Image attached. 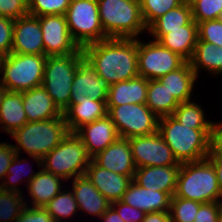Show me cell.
<instances>
[{
  "label": "cell",
  "instance_id": "35",
  "mask_svg": "<svg viewBox=\"0 0 222 222\" xmlns=\"http://www.w3.org/2000/svg\"><path fill=\"white\" fill-rule=\"evenodd\" d=\"M24 199L23 193L0 189V222H14L27 204Z\"/></svg>",
  "mask_w": 222,
  "mask_h": 222
},
{
  "label": "cell",
  "instance_id": "55",
  "mask_svg": "<svg viewBox=\"0 0 222 222\" xmlns=\"http://www.w3.org/2000/svg\"><path fill=\"white\" fill-rule=\"evenodd\" d=\"M217 19L222 23V11H221V13L219 14V16H218Z\"/></svg>",
  "mask_w": 222,
  "mask_h": 222
},
{
  "label": "cell",
  "instance_id": "46",
  "mask_svg": "<svg viewBox=\"0 0 222 222\" xmlns=\"http://www.w3.org/2000/svg\"><path fill=\"white\" fill-rule=\"evenodd\" d=\"M16 155L13 149L12 143L8 144L6 142H0V184L4 180L7 174V169L10 166L14 156Z\"/></svg>",
  "mask_w": 222,
  "mask_h": 222
},
{
  "label": "cell",
  "instance_id": "33",
  "mask_svg": "<svg viewBox=\"0 0 222 222\" xmlns=\"http://www.w3.org/2000/svg\"><path fill=\"white\" fill-rule=\"evenodd\" d=\"M44 208L53 217L55 222H65L76 216L79 211L78 203L75 200L73 191L63 189ZM67 219V220H66Z\"/></svg>",
  "mask_w": 222,
  "mask_h": 222
},
{
  "label": "cell",
  "instance_id": "27",
  "mask_svg": "<svg viewBox=\"0 0 222 222\" xmlns=\"http://www.w3.org/2000/svg\"><path fill=\"white\" fill-rule=\"evenodd\" d=\"M197 79L190 62H186L179 69L167 73L158 80L165 85L178 103H183L193 100L191 97Z\"/></svg>",
  "mask_w": 222,
  "mask_h": 222
},
{
  "label": "cell",
  "instance_id": "7",
  "mask_svg": "<svg viewBox=\"0 0 222 222\" xmlns=\"http://www.w3.org/2000/svg\"><path fill=\"white\" fill-rule=\"evenodd\" d=\"M83 57L82 48L77 53L47 56L42 86L62 113L69 107L72 82Z\"/></svg>",
  "mask_w": 222,
  "mask_h": 222
},
{
  "label": "cell",
  "instance_id": "16",
  "mask_svg": "<svg viewBox=\"0 0 222 222\" xmlns=\"http://www.w3.org/2000/svg\"><path fill=\"white\" fill-rule=\"evenodd\" d=\"M92 160L106 170L129 177H134L137 169L129 140L122 137H118L112 144L94 156Z\"/></svg>",
  "mask_w": 222,
  "mask_h": 222
},
{
  "label": "cell",
  "instance_id": "43",
  "mask_svg": "<svg viewBox=\"0 0 222 222\" xmlns=\"http://www.w3.org/2000/svg\"><path fill=\"white\" fill-rule=\"evenodd\" d=\"M14 21L11 18L0 17V52L8 55L12 53Z\"/></svg>",
  "mask_w": 222,
  "mask_h": 222
},
{
  "label": "cell",
  "instance_id": "34",
  "mask_svg": "<svg viewBox=\"0 0 222 222\" xmlns=\"http://www.w3.org/2000/svg\"><path fill=\"white\" fill-rule=\"evenodd\" d=\"M26 162H28V160H26L25 158H20V155L16 153V155L14 156V159L12 160L10 166L7 169V174L5 175L4 180L1 182L2 184H0V189L4 190V191H11V192H16V193H22L19 189V187L17 185H19L21 182H26V185L33 179V177L38 173L35 171H32L34 169H30V171L27 170V172L29 173L28 175H24L25 172L24 170H26L25 165L27 166V164H25ZM29 166V165H28ZM25 168V169H24ZM23 174V175H22ZM22 176H28L26 178V180H22L24 178H22Z\"/></svg>",
  "mask_w": 222,
  "mask_h": 222
},
{
  "label": "cell",
  "instance_id": "32",
  "mask_svg": "<svg viewBox=\"0 0 222 222\" xmlns=\"http://www.w3.org/2000/svg\"><path fill=\"white\" fill-rule=\"evenodd\" d=\"M205 110L192 100L179 103L173 117L182 125L192 126V129H213V121L207 120Z\"/></svg>",
  "mask_w": 222,
  "mask_h": 222
},
{
  "label": "cell",
  "instance_id": "31",
  "mask_svg": "<svg viewBox=\"0 0 222 222\" xmlns=\"http://www.w3.org/2000/svg\"><path fill=\"white\" fill-rule=\"evenodd\" d=\"M145 104L159 118L173 115L174 110L179 106L177 100L159 80H148Z\"/></svg>",
  "mask_w": 222,
  "mask_h": 222
},
{
  "label": "cell",
  "instance_id": "8",
  "mask_svg": "<svg viewBox=\"0 0 222 222\" xmlns=\"http://www.w3.org/2000/svg\"><path fill=\"white\" fill-rule=\"evenodd\" d=\"M46 55L11 53L2 68L0 81L8 91L22 92L42 85Z\"/></svg>",
  "mask_w": 222,
  "mask_h": 222
},
{
  "label": "cell",
  "instance_id": "10",
  "mask_svg": "<svg viewBox=\"0 0 222 222\" xmlns=\"http://www.w3.org/2000/svg\"><path fill=\"white\" fill-rule=\"evenodd\" d=\"M107 115L122 138L146 136L158 131L159 117L146 104L107 106Z\"/></svg>",
  "mask_w": 222,
  "mask_h": 222
},
{
  "label": "cell",
  "instance_id": "29",
  "mask_svg": "<svg viewBox=\"0 0 222 222\" xmlns=\"http://www.w3.org/2000/svg\"><path fill=\"white\" fill-rule=\"evenodd\" d=\"M193 20L192 7L181 3L179 6L169 10L157 18L149 27L148 34L154 41H158L167 30L182 29V26Z\"/></svg>",
  "mask_w": 222,
  "mask_h": 222
},
{
  "label": "cell",
  "instance_id": "28",
  "mask_svg": "<svg viewBox=\"0 0 222 222\" xmlns=\"http://www.w3.org/2000/svg\"><path fill=\"white\" fill-rule=\"evenodd\" d=\"M23 108L22 92L7 90L0 105V130L11 135L24 126L28 119Z\"/></svg>",
  "mask_w": 222,
  "mask_h": 222
},
{
  "label": "cell",
  "instance_id": "1",
  "mask_svg": "<svg viewBox=\"0 0 222 222\" xmlns=\"http://www.w3.org/2000/svg\"><path fill=\"white\" fill-rule=\"evenodd\" d=\"M84 57L110 85L139 76L138 39L108 38L82 48Z\"/></svg>",
  "mask_w": 222,
  "mask_h": 222
},
{
  "label": "cell",
  "instance_id": "26",
  "mask_svg": "<svg viewBox=\"0 0 222 222\" xmlns=\"http://www.w3.org/2000/svg\"><path fill=\"white\" fill-rule=\"evenodd\" d=\"M61 177L52 173L38 169V173L27 184L28 194L32 205L31 207H44L49 203L61 190L64 185ZM63 183V184H62Z\"/></svg>",
  "mask_w": 222,
  "mask_h": 222
},
{
  "label": "cell",
  "instance_id": "39",
  "mask_svg": "<svg viewBox=\"0 0 222 222\" xmlns=\"http://www.w3.org/2000/svg\"><path fill=\"white\" fill-rule=\"evenodd\" d=\"M193 20L198 24L217 19L222 11V0H198L192 6Z\"/></svg>",
  "mask_w": 222,
  "mask_h": 222
},
{
  "label": "cell",
  "instance_id": "21",
  "mask_svg": "<svg viewBox=\"0 0 222 222\" xmlns=\"http://www.w3.org/2000/svg\"><path fill=\"white\" fill-rule=\"evenodd\" d=\"M107 115V101H94L83 96L63 112L69 132L75 133L80 127Z\"/></svg>",
  "mask_w": 222,
  "mask_h": 222
},
{
  "label": "cell",
  "instance_id": "23",
  "mask_svg": "<svg viewBox=\"0 0 222 222\" xmlns=\"http://www.w3.org/2000/svg\"><path fill=\"white\" fill-rule=\"evenodd\" d=\"M22 98L28 122L45 121L63 115L42 85L22 91Z\"/></svg>",
  "mask_w": 222,
  "mask_h": 222
},
{
  "label": "cell",
  "instance_id": "36",
  "mask_svg": "<svg viewBox=\"0 0 222 222\" xmlns=\"http://www.w3.org/2000/svg\"><path fill=\"white\" fill-rule=\"evenodd\" d=\"M202 204L195 200H188L173 195L169 209L171 222H194L199 207Z\"/></svg>",
  "mask_w": 222,
  "mask_h": 222
},
{
  "label": "cell",
  "instance_id": "20",
  "mask_svg": "<svg viewBox=\"0 0 222 222\" xmlns=\"http://www.w3.org/2000/svg\"><path fill=\"white\" fill-rule=\"evenodd\" d=\"M171 198L167 192L146 189L132 180L121 201L145 213L169 212Z\"/></svg>",
  "mask_w": 222,
  "mask_h": 222
},
{
  "label": "cell",
  "instance_id": "41",
  "mask_svg": "<svg viewBox=\"0 0 222 222\" xmlns=\"http://www.w3.org/2000/svg\"><path fill=\"white\" fill-rule=\"evenodd\" d=\"M27 14L28 0H0V17L16 20Z\"/></svg>",
  "mask_w": 222,
  "mask_h": 222
},
{
  "label": "cell",
  "instance_id": "2",
  "mask_svg": "<svg viewBox=\"0 0 222 222\" xmlns=\"http://www.w3.org/2000/svg\"><path fill=\"white\" fill-rule=\"evenodd\" d=\"M212 130L192 129L172 115L161 117L158 121V132L180 164L200 161L210 155Z\"/></svg>",
  "mask_w": 222,
  "mask_h": 222
},
{
  "label": "cell",
  "instance_id": "51",
  "mask_svg": "<svg viewBox=\"0 0 222 222\" xmlns=\"http://www.w3.org/2000/svg\"><path fill=\"white\" fill-rule=\"evenodd\" d=\"M7 56H8V54L0 52V75L2 73V68L6 62Z\"/></svg>",
  "mask_w": 222,
  "mask_h": 222
},
{
  "label": "cell",
  "instance_id": "18",
  "mask_svg": "<svg viewBox=\"0 0 222 222\" xmlns=\"http://www.w3.org/2000/svg\"><path fill=\"white\" fill-rule=\"evenodd\" d=\"M85 175L111 203L122 200L124 193L133 180V177L106 170L98 166L93 160L90 161Z\"/></svg>",
  "mask_w": 222,
  "mask_h": 222
},
{
  "label": "cell",
  "instance_id": "40",
  "mask_svg": "<svg viewBox=\"0 0 222 222\" xmlns=\"http://www.w3.org/2000/svg\"><path fill=\"white\" fill-rule=\"evenodd\" d=\"M222 47V23L218 19L198 23V40Z\"/></svg>",
  "mask_w": 222,
  "mask_h": 222
},
{
  "label": "cell",
  "instance_id": "42",
  "mask_svg": "<svg viewBox=\"0 0 222 222\" xmlns=\"http://www.w3.org/2000/svg\"><path fill=\"white\" fill-rule=\"evenodd\" d=\"M26 204L20 216L14 222H55L44 207H31Z\"/></svg>",
  "mask_w": 222,
  "mask_h": 222
},
{
  "label": "cell",
  "instance_id": "45",
  "mask_svg": "<svg viewBox=\"0 0 222 222\" xmlns=\"http://www.w3.org/2000/svg\"><path fill=\"white\" fill-rule=\"evenodd\" d=\"M222 201L203 203L197 212L194 222H218Z\"/></svg>",
  "mask_w": 222,
  "mask_h": 222
},
{
  "label": "cell",
  "instance_id": "50",
  "mask_svg": "<svg viewBox=\"0 0 222 222\" xmlns=\"http://www.w3.org/2000/svg\"><path fill=\"white\" fill-rule=\"evenodd\" d=\"M100 218L103 220L102 222H124L111 206Z\"/></svg>",
  "mask_w": 222,
  "mask_h": 222
},
{
  "label": "cell",
  "instance_id": "12",
  "mask_svg": "<svg viewBox=\"0 0 222 222\" xmlns=\"http://www.w3.org/2000/svg\"><path fill=\"white\" fill-rule=\"evenodd\" d=\"M128 140L136 168L181 165L158 131L151 135L136 136Z\"/></svg>",
  "mask_w": 222,
  "mask_h": 222
},
{
  "label": "cell",
  "instance_id": "5",
  "mask_svg": "<svg viewBox=\"0 0 222 222\" xmlns=\"http://www.w3.org/2000/svg\"><path fill=\"white\" fill-rule=\"evenodd\" d=\"M174 195L201 203L222 201L213 163L208 158L182 163Z\"/></svg>",
  "mask_w": 222,
  "mask_h": 222
},
{
  "label": "cell",
  "instance_id": "38",
  "mask_svg": "<svg viewBox=\"0 0 222 222\" xmlns=\"http://www.w3.org/2000/svg\"><path fill=\"white\" fill-rule=\"evenodd\" d=\"M72 0H28L29 14L34 16L65 15Z\"/></svg>",
  "mask_w": 222,
  "mask_h": 222
},
{
  "label": "cell",
  "instance_id": "24",
  "mask_svg": "<svg viewBox=\"0 0 222 222\" xmlns=\"http://www.w3.org/2000/svg\"><path fill=\"white\" fill-rule=\"evenodd\" d=\"M148 80L142 76L110 85L107 106L123 104H145L147 100Z\"/></svg>",
  "mask_w": 222,
  "mask_h": 222
},
{
  "label": "cell",
  "instance_id": "15",
  "mask_svg": "<svg viewBox=\"0 0 222 222\" xmlns=\"http://www.w3.org/2000/svg\"><path fill=\"white\" fill-rule=\"evenodd\" d=\"M12 53L44 55V42L38 16L27 14L14 21Z\"/></svg>",
  "mask_w": 222,
  "mask_h": 222
},
{
  "label": "cell",
  "instance_id": "17",
  "mask_svg": "<svg viewBox=\"0 0 222 222\" xmlns=\"http://www.w3.org/2000/svg\"><path fill=\"white\" fill-rule=\"evenodd\" d=\"M75 134L82 140L91 158L119 137L115 124L108 115L80 127Z\"/></svg>",
  "mask_w": 222,
  "mask_h": 222
},
{
  "label": "cell",
  "instance_id": "49",
  "mask_svg": "<svg viewBox=\"0 0 222 222\" xmlns=\"http://www.w3.org/2000/svg\"><path fill=\"white\" fill-rule=\"evenodd\" d=\"M141 222H171V219L169 212H150Z\"/></svg>",
  "mask_w": 222,
  "mask_h": 222
},
{
  "label": "cell",
  "instance_id": "48",
  "mask_svg": "<svg viewBox=\"0 0 222 222\" xmlns=\"http://www.w3.org/2000/svg\"><path fill=\"white\" fill-rule=\"evenodd\" d=\"M214 165V169L217 175L218 185L220 188V191L222 193V156L221 155H215L212 152L207 157Z\"/></svg>",
  "mask_w": 222,
  "mask_h": 222
},
{
  "label": "cell",
  "instance_id": "6",
  "mask_svg": "<svg viewBox=\"0 0 222 222\" xmlns=\"http://www.w3.org/2000/svg\"><path fill=\"white\" fill-rule=\"evenodd\" d=\"M42 169L61 177L64 182L83 176L92 158L82 140L72 132L42 159Z\"/></svg>",
  "mask_w": 222,
  "mask_h": 222
},
{
  "label": "cell",
  "instance_id": "25",
  "mask_svg": "<svg viewBox=\"0 0 222 222\" xmlns=\"http://www.w3.org/2000/svg\"><path fill=\"white\" fill-rule=\"evenodd\" d=\"M198 40V24L192 20L182 29L167 30L157 42L189 62L194 54Z\"/></svg>",
  "mask_w": 222,
  "mask_h": 222
},
{
  "label": "cell",
  "instance_id": "3",
  "mask_svg": "<svg viewBox=\"0 0 222 222\" xmlns=\"http://www.w3.org/2000/svg\"><path fill=\"white\" fill-rule=\"evenodd\" d=\"M69 133L64 116L45 121L27 122L12 134L17 154L24 150L37 166L42 167V158L55 148Z\"/></svg>",
  "mask_w": 222,
  "mask_h": 222
},
{
  "label": "cell",
  "instance_id": "44",
  "mask_svg": "<svg viewBox=\"0 0 222 222\" xmlns=\"http://www.w3.org/2000/svg\"><path fill=\"white\" fill-rule=\"evenodd\" d=\"M111 207L119 214L124 222H141L146 215L144 211L127 205L121 200L112 202Z\"/></svg>",
  "mask_w": 222,
  "mask_h": 222
},
{
  "label": "cell",
  "instance_id": "11",
  "mask_svg": "<svg viewBox=\"0 0 222 222\" xmlns=\"http://www.w3.org/2000/svg\"><path fill=\"white\" fill-rule=\"evenodd\" d=\"M187 61L157 41L138 39V73L147 80H158L182 67Z\"/></svg>",
  "mask_w": 222,
  "mask_h": 222
},
{
  "label": "cell",
  "instance_id": "52",
  "mask_svg": "<svg viewBox=\"0 0 222 222\" xmlns=\"http://www.w3.org/2000/svg\"><path fill=\"white\" fill-rule=\"evenodd\" d=\"M6 88L4 87V85L1 83L0 81V105L2 103V99L4 97V94L6 93Z\"/></svg>",
  "mask_w": 222,
  "mask_h": 222
},
{
  "label": "cell",
  "instance_id": "30",
  "mask_svg": "<svg viewBox=\"0 0 222 222\" xmlns=\"http://www.w3.org/2000/svg\"><path fill=\"white\" fill-rule=\"evenodd\" d=\"M189 62L197 77L201 69L215 76L221 75L222 47H217L205 41H197L193 57Z\"/></svg>",
  "mask_w": 222,
  "mask_h": 222
},
{
  "label": "cell",
  "instance_id": "54",
  "mask_svg": "<svg viewBox=\"0 0 222 222\" xmlns=\"http://www.w3.org/2000/svg\"><path fill=\"white\" fill-rule=\"evenodd\" d=\"M218 222H222V205L220 206V211L218 215Z\"/></svg>",
  "mask_w": 222,
  "mask_h": 222
},
{
  "label": "cell",
  "instance_id": "9",
  "mask_svg": "<svg viewBox=\"0 0 222 222\" xmlns=\"http://www.w3.org/2000/svg\"><path fill=\"white\" fill-rule=\"evenodd\" d=\"M65 17L70 34L80 48L108 39L100 22L97 0H72Z\"/></svg>",
  "mask_w": 222,
  "mask_h": 222
},
{
  "label": "cell",
  "instance_id": "14",
  "mask_svg": "<svg viewBox=\"0 0 222 222\" xmlns=\"http://www.w3.org/2000/svg\"><path fill=\"white\" fill-rule=\"evenodd\" d=\"M109 88L110 84L100 77L90 62L83 57L78 62L72 82L69 105L83 96L91 97L94 101H107Z\"/></svg>",
  "mask_w": 222,
  "mask_h": 222
},
{
  "label": "cell",
  "instance_id": "47",
  "mask_svg": "<svg viewBox=\"0 0 222 222\" xmlns=\"http://www.w3.org/2000/svg\"><path fill=\"white\" fill-rule=\"evenodd\" d=\"M211 152L222 156V122H213L211 135Z\"/></svg>",
  "mask_w": 222,
  "mask_h": 222
},
{
  "label": "cell",
  "instance_id": "37",
  "mask_svg": "<svg viewBox=\"0 0 222 222\" xmlns=\"http://www.w3.org/2000/svg\"><path fill=\"white\" fill-rule=\"evenodd\" d=\"M139 2L147 28L157 18L181 4V0H139Z\"/></svg>",
  "mask_w": 222,
  "mask_h": 222
},
{
  "label": "cell",
  "instance_id": "4",
  "mask_svg": "<svg viewBox=\"0 0 222 222\" xmlns=\"http://www.w3.org/2000/svg\"><path fill=\"white\" fill-rule=\"evenodd\" d=\"M99 18L107 38L138 39L148 31L139 0H97Z\"/></svg>",
  "mask_w": 222,
  "mask_h": 222
},
{
  "label": "cell",
  "instance_id": "53",
  "mask_svg": "<svg viewBox=\"0 0 222 222\" xmlns=\"http://www.w3.org/2000/svg\"><path fill=\"white\" fill-rule=\"evenodd\" d=\"M196 1L198 0H181V3H184L185 5L192 6Z\"/></svg>",
  "mask_w": 222,
  "mask_h": 222
},
{
  "label": "cell",
  "instance_id": "13",
  "mask_svg": "<svg viewBox=\"0 0 222 222\" xmlns=\"http://www.w3.org/2000/svg\"><path fill=\"white\" fill-rule=\"evenodd\" d=\"M38 18L43 35L44 55H67L81 49L70 34L65 15H43Z\"/></svg>",
  "mask_w": 222,
  "mask_h": 222
},
{
  "label": "cell",
  "instance_id": "19",
  "mask_svg": "<svg viewBox=\"0 0 222 222\" xmlns=\"http://www.w3.org/2000/svg\"><path fill=\"white\" fill-rule=\"evenodd\" d=\"M180 167L181 165L139 167L133 181L146 189L167 192L173 196Z\"/></svg>",
  "mask_w": 222,
  "mask_h": 222
},
{
  "label": "cell",
  "instance_id": "22",
  "mask_svg": "<svg viewBox=\"0 0 222 222\" xmlns=\"http://www.w3.org/2000/svg\"><path fill=\"white\" fill-rule=\"evenodd\" d=\"M72 188L79 211L100 218L111 206L107 200L92 184L86 175L72 179Z\"/></svg>",
  "mask_w": 222,
  "mask_h": 222
}]
</instances>
